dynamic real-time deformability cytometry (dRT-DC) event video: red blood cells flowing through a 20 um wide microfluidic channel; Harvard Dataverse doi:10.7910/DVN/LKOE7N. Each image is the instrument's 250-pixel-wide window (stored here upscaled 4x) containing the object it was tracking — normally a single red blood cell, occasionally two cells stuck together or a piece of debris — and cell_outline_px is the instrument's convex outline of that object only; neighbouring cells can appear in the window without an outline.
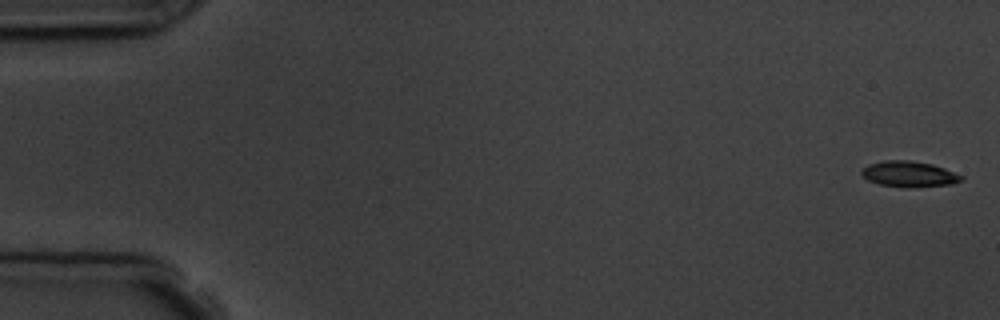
{"species": "common noctule bat (a hibernating species)", "species_latin": "Nyctalus noctula", "temperature_condition": "room temperature", "stored_images_in_passage": 7, "camera_frame_rate_fps": 3000, "um_per_image_px": 0.085, "animal": {"sex": "male", "body_mass_g": 19.5, "forearm_length_mm": 54.6}, "frame": {"image": 1, "passage_image": 1, "time_ms": 0.0, "image_size_px": [1000, 320], "cell_outline_px": [[964, 180], [952, 184], [908, 188], [880, 184], [868, 180], [860, 172], [868, 164], [888, 160], [908, 160], [932, 164], [944, 168], [964, 176]], "centroid_in_image_um": [77.31, 14.8], "position_along_channel_um": 7.7, "area_um2": 14.91}}